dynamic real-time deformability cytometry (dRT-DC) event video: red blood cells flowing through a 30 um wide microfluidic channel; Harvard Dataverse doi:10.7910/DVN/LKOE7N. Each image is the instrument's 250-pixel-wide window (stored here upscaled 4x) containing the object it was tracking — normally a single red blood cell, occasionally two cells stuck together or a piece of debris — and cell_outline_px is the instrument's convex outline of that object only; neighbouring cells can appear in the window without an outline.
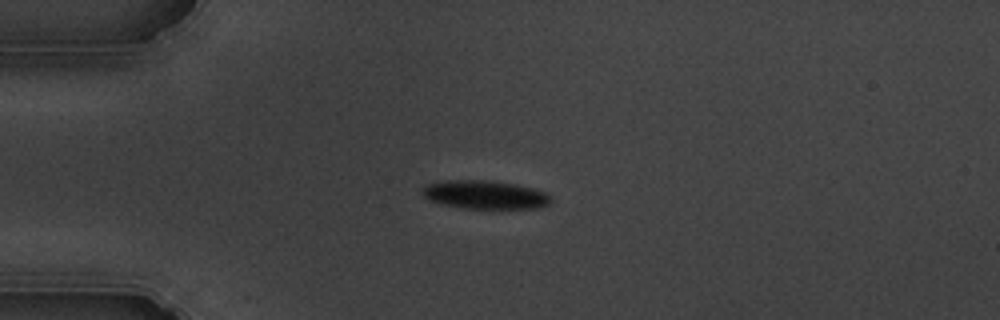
{"species": "common noctule bat (a hibernating species)", "species_latin": "Nyctalus noctula", "temperature_condition": "cold", "stored_images_in_passage": 43, "camera_frame_rate_fps": 3000, "um_per_image_px": 0.085, "animal": {"sex": "male", "body_mass_g": 19.5, "forearm_length_mm": 54.6}, "frame": {"image": 1, "passage_image": 1, "time_ms": 0.0, "image_size_px": [1000, 320], "cell_outline_px": [[552, 200], [548, 204], [540, 208], [464, 208], [440, 204], [424, 196], [420, 192], [424, 184], [444, 180], [492, 180], [516, 184], [532, 188], [544, 192], [552, 196]], "centroid_in_image_um": [41.2, 16.54], "position_along_channel_um": 43.8, "area_um2": 21.5}}
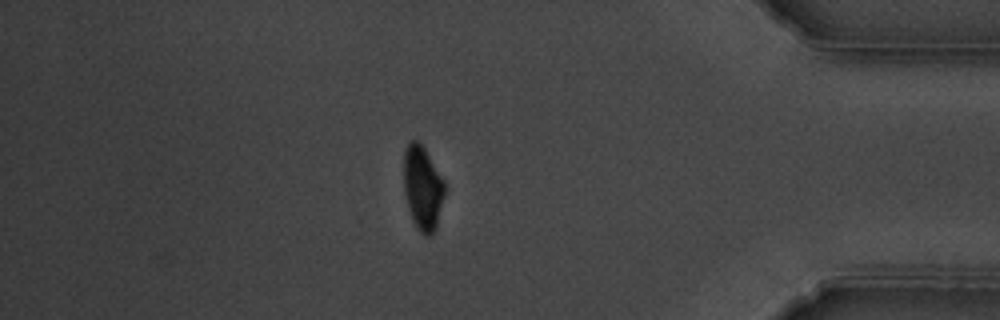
{"frame": {"image": 2, "passage_image": 35, "time_ms": 11.333, "image_size_px": [1000, 320], "cell_outline_px": [[444, 196], [436, 228], [428, 236], [424, 236], [416, 228], [412, 220], [408, 208], [404, 192], [404, 152], [408, 144], [412, 140], [416, 140], [424, 148], [444, 180]], "centroid_in_image_um": [35.91, 16.0], "position_along_channel_um": 399.3, "area_um2": 19.88}}
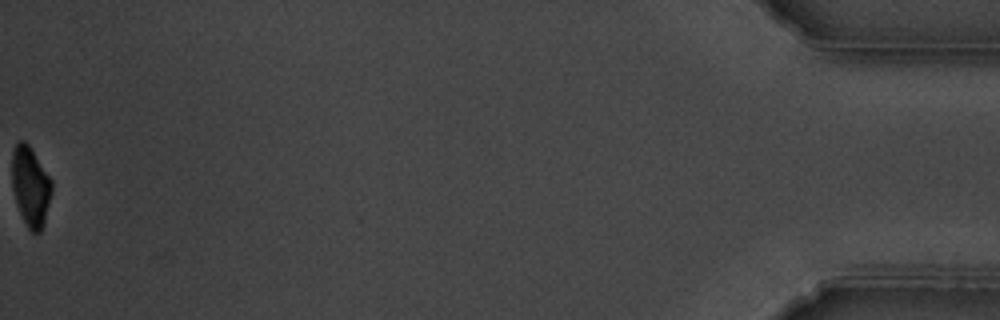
{"frame": {"image": 3, "passage_image": 43, "time_ms": 14.0, "image_size_px": [1000, 320], "cell_outline_px": [[52, 192], [44, 224], [40, 232], [32, 232], [28, 228], [16, 204], [12, 188], [12, 152], [16, 144], [20, 140], [24, 140], [32, 148], [52, 180]], "centroid_in_image_um": [2.6, 15.82], "position_along_channel_um": 432.6, "area_um2": 18.61}, "authors_computed_cell_mechanics": {"area_um2": 21.5016, "velocity_mm_per_s": 3.6333, "shape_relaxation_time_tau1_ms": 3.0644, "shape_relaxation_time_tau2_ms": null, "deformation_change_tau1": 0.1098, "deformation_change_tau2": null}}